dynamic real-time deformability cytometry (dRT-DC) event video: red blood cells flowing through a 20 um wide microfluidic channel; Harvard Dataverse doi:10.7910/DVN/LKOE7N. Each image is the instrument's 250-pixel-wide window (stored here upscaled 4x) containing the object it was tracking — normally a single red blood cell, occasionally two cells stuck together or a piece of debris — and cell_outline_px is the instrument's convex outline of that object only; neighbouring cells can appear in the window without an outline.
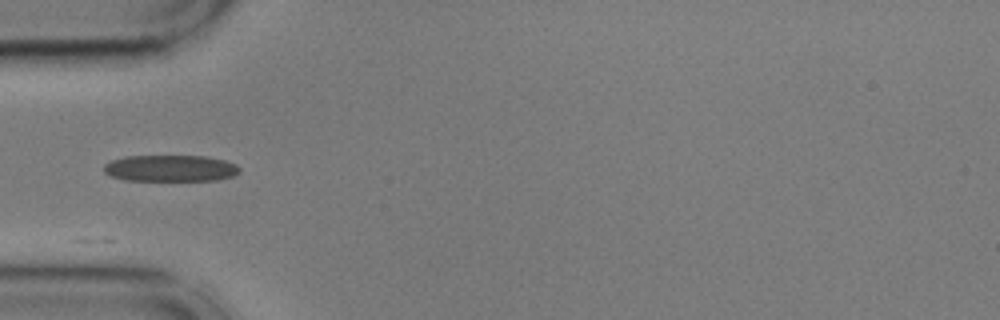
{"species": "common noctule bat (a hibernating species)", "species_latin": "Nyctalus noctula", "temperature_condition": "cold", "stored_images_in_passage": 13, "camera_frame_rate_fps": 3000, "um_per_image_px": 0.085, "animal": {"sex": "male", "body_mass_g": 17.9, "forearm_length_mm": 54.2}, "frame": {"image": 1, "passage_image": 1, "time_ms": 0.0, "image_size_px": [1000, 320], "cell_outline_px": [[240, 172], [232, 176], [216, 180], [124, 180], [112, 176], [104, 172], [104, 164], [112, 160], [124, 156], [204, 156], [224, 160], [236, 164], [240, 168]], "centroid_in_image_um": [14.48, 14.3], "position_along_channel_um": 70.5, "area_um2": 20.87}}